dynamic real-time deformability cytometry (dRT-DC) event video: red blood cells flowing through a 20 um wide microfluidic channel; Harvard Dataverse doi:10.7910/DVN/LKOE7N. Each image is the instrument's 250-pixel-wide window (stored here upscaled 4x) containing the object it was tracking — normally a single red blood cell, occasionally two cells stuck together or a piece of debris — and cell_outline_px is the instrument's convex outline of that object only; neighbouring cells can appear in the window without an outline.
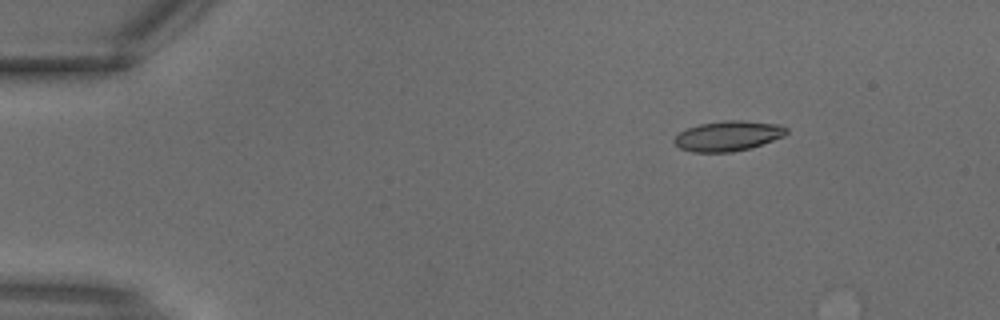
{"species": "common noctule bat (a hibernating species)", "species_latin": "Nyctalus noctula", "temperature_condition": "warm", "stored_images_in_passage": 4, "camera_frame_rate_fps": 3000, "um_per_image_px": 0.085, "animal": {"sex": "male", "body_mass_g": 18.8}, "frame": {"image": 1, "passage_image": 4, "time_ms": 1.0, "image_size_px": [1000, 320], "cell_outline_px": [[788, 132], [784, 136], [748, 148], [732, 152], [692, 152], [680, 148], [672, 140], [680, 132], [688, 128], [700, 124], [724, 120], [744, 120], [780, 124], [788, 128]], "centroid_in_image_um": [61.89, 11.54], "position_along_channel_um": 23.1, "area_um2": 19.59}}